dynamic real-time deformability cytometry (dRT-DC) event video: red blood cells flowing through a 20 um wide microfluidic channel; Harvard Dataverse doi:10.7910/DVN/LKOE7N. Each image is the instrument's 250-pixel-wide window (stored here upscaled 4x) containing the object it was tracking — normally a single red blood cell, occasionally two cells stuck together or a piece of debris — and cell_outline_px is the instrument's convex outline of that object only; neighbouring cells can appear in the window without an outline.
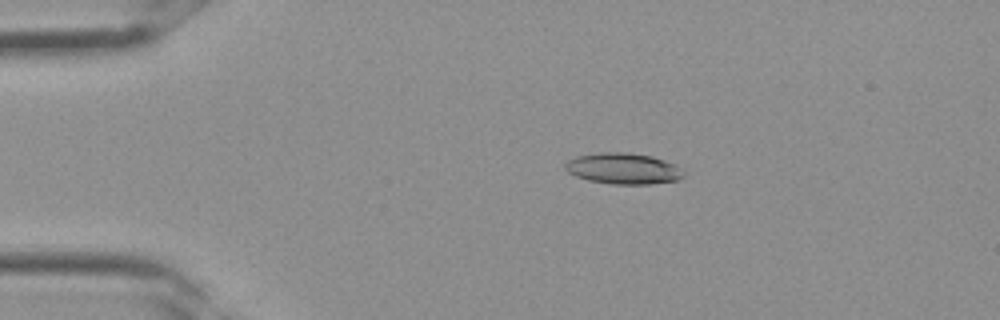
{"species": "Egyptian fruit bat (a non-hibernating species)", "species_latin": "Rousettus aegyptiacus", "temperature_condition": "room temperature", "stored_images_in_passage": 3, "camera_frame_rate_fps": 3000, "um_per_image_px": 0.085, "frame": {"image": 1, "passage_image": 2, "time_ms": 0.333, "image_size_px": [1000, 320], "cell_outline_px": [[684, 176], [680, 180], [652, 184], [612, 184], [588, 180], [576, 176], [568, 172], [564, 168], [564, 164], [568, 160], [576, 156], [600, 152], [628, 152], [652, 156], [676, 164], [684, 172]], "centroid_in_image_um": [52.99, 14.32], "position_along_channel_um": 32.0, "area_um2": 21.68}}